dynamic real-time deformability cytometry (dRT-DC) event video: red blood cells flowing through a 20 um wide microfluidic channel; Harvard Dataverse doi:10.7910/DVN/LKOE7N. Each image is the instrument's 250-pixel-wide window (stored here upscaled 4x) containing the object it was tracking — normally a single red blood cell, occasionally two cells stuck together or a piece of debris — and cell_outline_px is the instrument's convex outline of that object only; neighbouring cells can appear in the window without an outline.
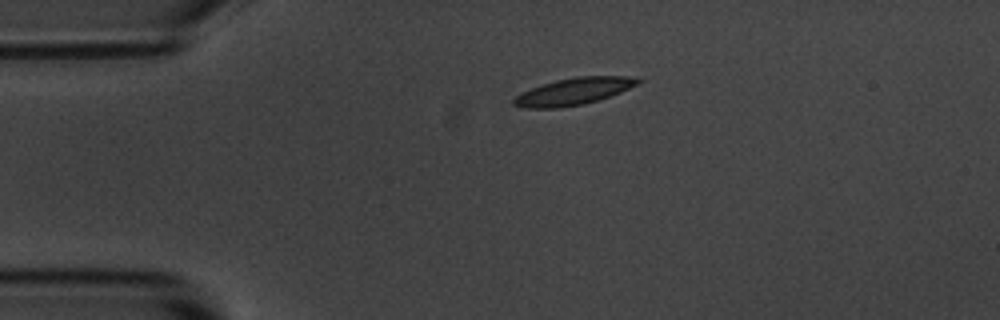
{"species": "common noctule bat (a hibernating species)", "species_latin": "Nyctalus noctula", "temperature_condition": "room temperature", "stored_images_in_passage": 45, "camera_frame_rate_fps": 3000, "um_per_image_px": 0.085, "animal": {"sex": "male", "body_mass_g": 20.1, "forearm_length_mm": 53.5}, "frame": {"image": 1, "passage_image": 1, "time_ms": 0.0, "image_size_px": [1000, 320], "cell_outline_px": [[644, 80], [640, 84], [620, 92], [584, 104], [556, 108], [520, 108], [512, 104], [512, 100], [516, 96], [532, 88], [556, 80], [576, 76], [628, 76]], "centroid_in_image_um": [48.77, 7.77], "position_along_channel_um": 36.2, "area_um2": 19.36}}
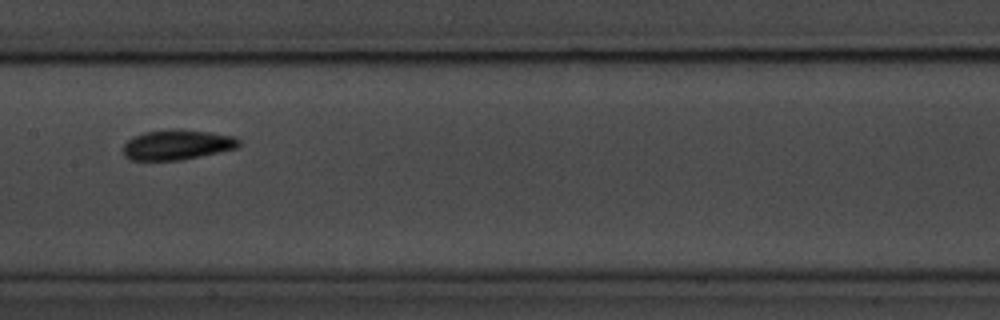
{"frame": {"image": 2, "passage_image": 17, "time_ms": 5.333, "image_size_px": [1000, 320], "cell_outline_px": [[240, 144], [236, 148], [180, 160], [132, 160], [124, 156], [124, 144], [132, 136], [144, 132], [176, 128], [212, 132], [232, 136], [240, 140]], "centroid_in_image_um": [15.03, 12.29], "position_along_channel_um": 192.4, "area_um2": 20.23}}
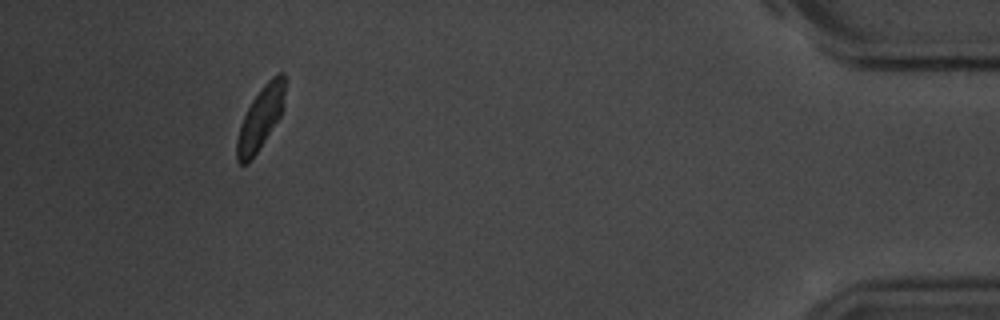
{"frame": {"image": 3, "passage_image": 41, "time_ms": 13.333, "image_size_px": [1000, 320], "cell_outline_px": [[284, 108], [280, 116], [248, 164], [240, 164], [236, 160], [236, 140], [240, 124], [252, 100], [264, 84], [276, 72], [284, 72]], "centroid_in_image_um": [22.13, 10.03], "position_along_channel_um": 413.1, "area_um2": 17.34}, "authors_computed_cell_mechanics": {"area_um2": 18.9006, "velocity_mm_per_s": 3.5606, "shape_relaxation_time_tau1_ms": 7.6993, "shape_relaxation_time_tau2_ms": 2.4175, "deformation_change_tau1": 0.2268, "deformation_change_tau2": 0.0715}}